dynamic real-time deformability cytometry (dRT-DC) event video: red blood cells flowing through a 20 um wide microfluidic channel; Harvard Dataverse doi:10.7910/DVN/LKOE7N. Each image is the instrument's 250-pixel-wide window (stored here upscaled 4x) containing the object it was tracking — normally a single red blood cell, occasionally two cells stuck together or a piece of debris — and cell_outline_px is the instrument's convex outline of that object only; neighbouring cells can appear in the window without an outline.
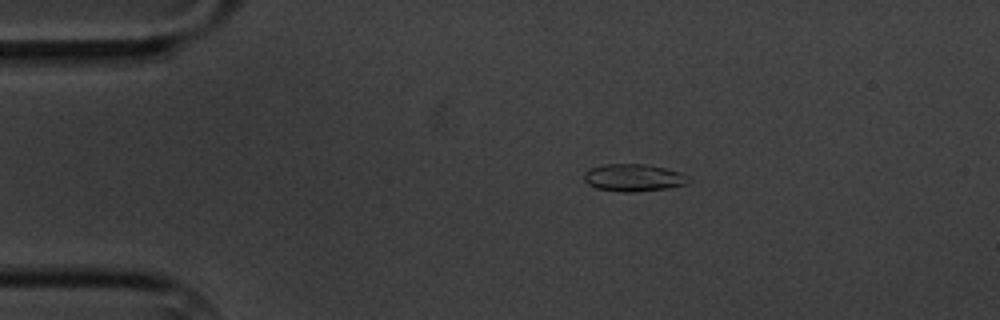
{"species": "common noctule bat (a hibernating species)", "species_latin": "Nyctalus noctula", "temperature_condition": "cold", "stored_images_in_passage": 6, "camera_frame_rate_fps": 3000, "um_per_image_px": 0.085, "animal": {"sex": "male", "body_mass_g": 20.1, "forearm_length_mm": 53.5}, "frame": {"image": 1, "passage_image": 1, "time_ms": 0.0, "image_size_px": [1000, 320], "cell_outline_px": [[692, 180], [688, 184], [668, 188], [632, 192], [620, 192], [596, 188], [588, 184], [584, 180], [584, 172], [588, 168], [604, 164], [644, 164], [664, 168], [680, 172], [688, 176]], "centroid_in_image_um": [53.85, 15.1], "position_along_channel_um": 31.2, "area_um2": 16.82}}
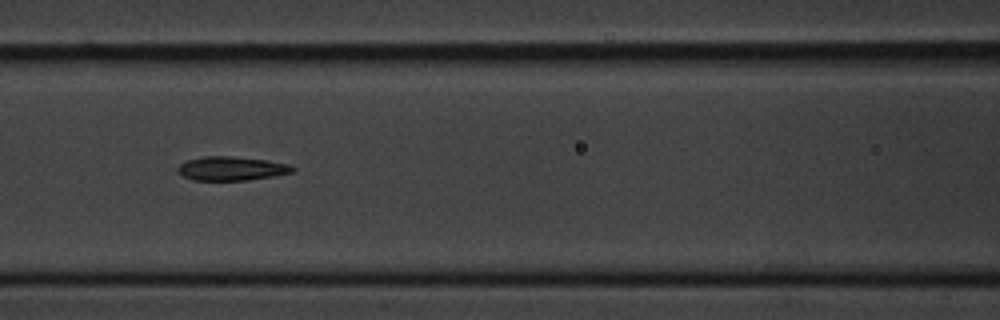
{"frame": {"image": 2, "passage_image": 5, "time_ms": 4.667, "image_size_px": [1000, 320], "cell_outline_px": [[296, 168], [292, 172], [272, 176], [248, 180], [192, 180], [184, 176], [176, 168], [180, 164], [188, 160], [204, 156], [228, 156], [268, 160], [288, 164]], "centroid_in_image_um": [19.68, 14.32], "position_along_channel_um": 146.9, "area_um2": 15.84}}
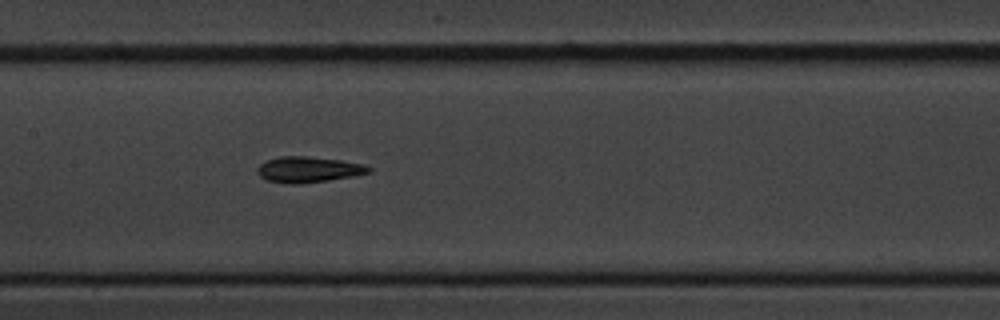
{"frame": {"image": 3, "passage_image": 6, "time_ms": 5.667, "image_size_px": [1000, 320], "cell_outline_px": [[372, 172], [356, 176], [300, 184], [292, 184], [268, 180], [260, 176], [256, 172], [256, 168], [260, 164], [268, 160], [280, 156], [304, 156], [340, 160], [364, 164], [372, 168]], "centroid_in_image_um": [26.24, 14.41], "position_along_channel_um": 181.2, "area_um2": 16.76}}